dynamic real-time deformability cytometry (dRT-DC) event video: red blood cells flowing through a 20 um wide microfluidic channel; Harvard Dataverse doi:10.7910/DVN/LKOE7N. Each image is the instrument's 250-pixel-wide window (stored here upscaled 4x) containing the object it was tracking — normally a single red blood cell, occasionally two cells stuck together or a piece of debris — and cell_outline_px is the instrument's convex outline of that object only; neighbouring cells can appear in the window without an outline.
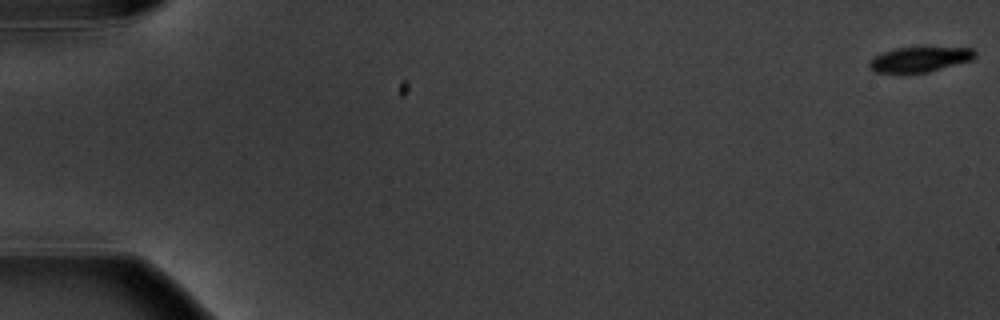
{"species": "common noctule bat (a hibernating species)", "species_latin": "Nyctalus noctula", "temperature_condition": "warm", "stored_images_in_passage": 6, "camera_frame_rate_fps": 3000, "um_per_image_px": 0.085, "animal": {"sex": "male", "body_mass_g": 20.1, "forearm_length_mm": 53.5}, "frame": {"image": 1, "passage_image": 1, "time_ms": 0.0, "image_size_px": [1000, 320], "cell_outline_px": [[976, 56], [972, 60], [928, 72], [876, 72], [868, 68], [868, 64], [872, 56], [880, 52], [896, 48], [972, 48], [976, 52]], "centroid_in_image_um": [78.13, 5.04], "position_along_channel_um": 6.9, "area_um2": 15.32}}
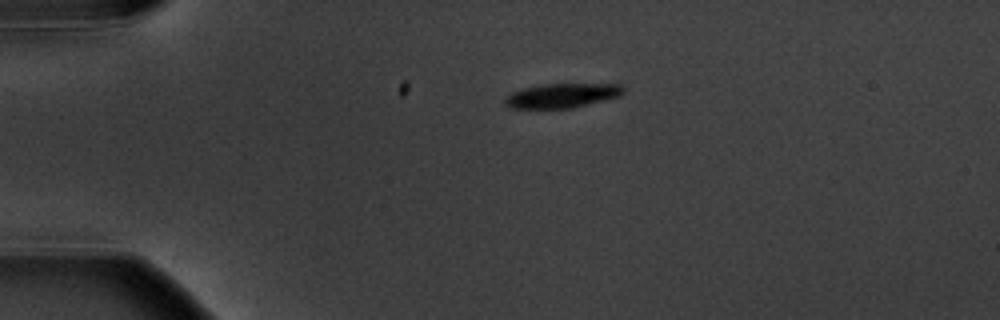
{"frame": {"image": 2, "passage_image": 4, "time_ms": 4.333, "image_size_px": [1000, 320], "cell_outline_px": [[624, 92], [620, 96], [572, 108], [508, 108], [504, 104], [504, 100], [512, 92], [524, 88], [540, 84], [620, 84], [624, 88]], "centroid_in_image_um": [47.76, 8.12], "position_along_channel_um": 37.2, "area_um2": 16.76}}
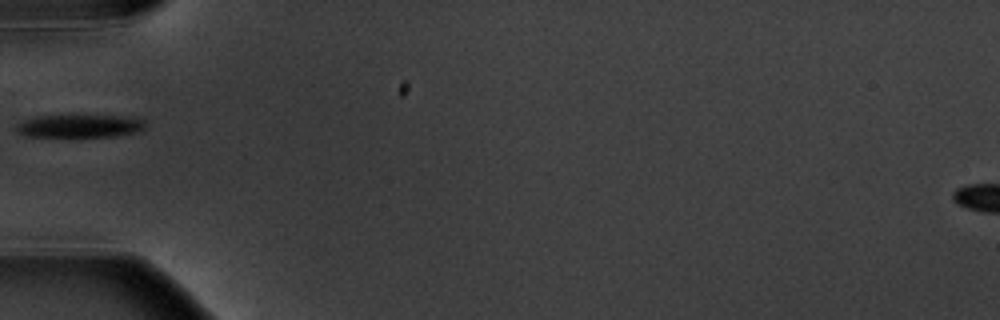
{"frame": {"image": 3, "passage_image": 6, "time_ms": 6.667, "image_size_px": [1000, 320], "cell_outline_px": [[148, 124], [140, 132], [116, 136], [80, 140], [24, 136], [16, 132], [16, 124], [20, 120], [36, 116], [132, 116], [144, 120]], "centroid_in_image_um": [6.75, 10.78], "position_along_channel_um": 78.2, "area_um2": 18.73}}